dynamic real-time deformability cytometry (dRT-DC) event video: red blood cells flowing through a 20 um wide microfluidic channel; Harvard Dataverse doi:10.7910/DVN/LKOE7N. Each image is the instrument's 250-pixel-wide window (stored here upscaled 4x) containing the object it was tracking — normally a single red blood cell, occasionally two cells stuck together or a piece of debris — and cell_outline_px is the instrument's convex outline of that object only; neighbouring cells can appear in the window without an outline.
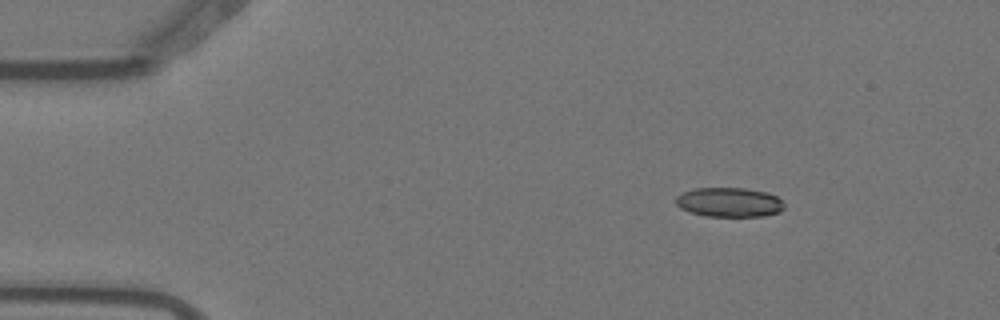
{"species": "Egyptian fruit bat (a non-hibernating species)", "species_latin": "Rousettus aegyptiacus", "temperature_condition": "warm", "stored_images_in_passage": 3, "camera_frame_rate_fps": 3000, "um_per_image_px": 0.085, "animal": {"sex": "female"}, "frame": {"image": 1, "passage_image": 1, "time_ms": 0.0, "image_size_px": [1000, 320], "cell_outline_px": [[784, 208], [780, 212], [764, 216], [704, 216], [680, 208], [676, 204], [676, 196], [684, 192], [696, 188], [744, 188], [768, 192], [776, 196], [784, 204]], "centroid_in_image_um": [62.0, 17.19], "position_along_channel_um": 23.0, "area_um2": 18.55}}